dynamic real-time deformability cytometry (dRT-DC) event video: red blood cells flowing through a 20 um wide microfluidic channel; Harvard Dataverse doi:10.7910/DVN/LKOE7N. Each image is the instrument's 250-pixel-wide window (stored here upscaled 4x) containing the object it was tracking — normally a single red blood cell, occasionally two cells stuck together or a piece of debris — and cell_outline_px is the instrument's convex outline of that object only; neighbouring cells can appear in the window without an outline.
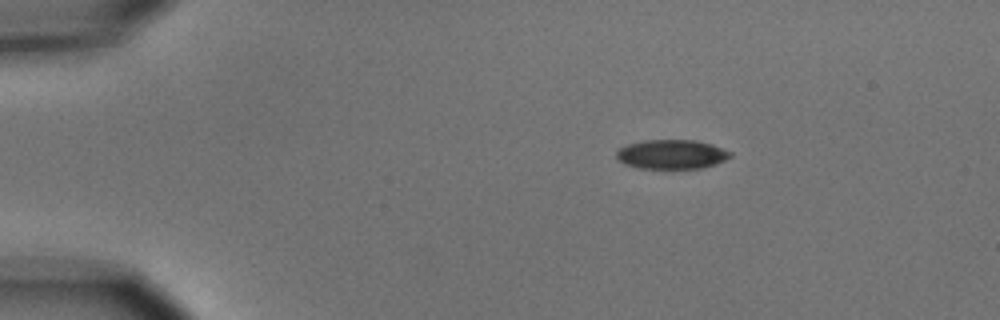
{"species": "common noctule bat (a hibernating species)", "species_latin": "Nyctalus noctula", "temperature_condition": "cold", "stored_images_in_passage": 4, "camera_frame_rate_fps": 3000, "um_per_image_px": 0.085, "animal": {"sex": "male", "body_mass_g": 15.6}, "frame": {"image": 1, "passage_image": 2, "time_ms": 1.333, "image_size_px": [1000, 320], "cell_outline_px": [[732, 156], [724, 160], [700, 168], [640, 168], [624, 164], [616, 156], [616, 152], [620, 148], [628, 144], [644, 140], [696, 140], [712, 144], [732, 152]], "centroid_in_image_um": [57.08, 13.1], "position_along_channel_um": 27.9, "area_um2": 19.25}}